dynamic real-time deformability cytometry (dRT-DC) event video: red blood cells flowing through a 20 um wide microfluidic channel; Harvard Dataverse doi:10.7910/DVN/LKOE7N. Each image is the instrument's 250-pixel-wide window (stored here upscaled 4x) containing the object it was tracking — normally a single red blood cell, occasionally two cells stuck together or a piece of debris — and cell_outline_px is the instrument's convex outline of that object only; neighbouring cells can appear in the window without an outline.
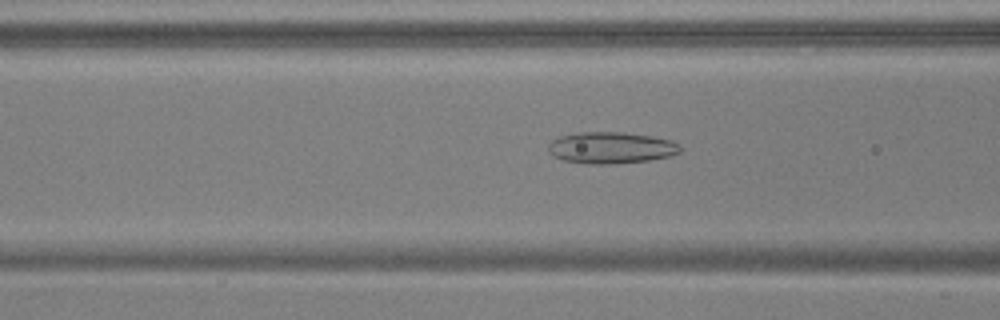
{"species": "common noctule bat (a hibernating species)", "species_latin": "Nyctalus noctula", "temperature_condition": "warm", "stored_images_in_passage": 39, "camera_frame_rate_fps": 3000, "um_per_image_px": 0.085, "animal": {"sex": "male", "body_mass_g": 17.9, "forearm_length_mm": 54.2}, "frame": {"image": 1, "passage_image": 7, "time_ms": 2.0, "image_size_px": [1000, 320], "cell_outline_px": [[680, 152], [668, 156], [648, 160], [616, 164], [588, 164], [564, 160], [552, 156], [548, 152], [548, 144], [552, 140], [560, 136], [576, 132], [624, 132], [652, 136], [672, 140], [680, 144]], "centroid_in_image_um": [51.91, 12.55], "position_along_channel_um": 114.7, "area_um2": 24.45}}
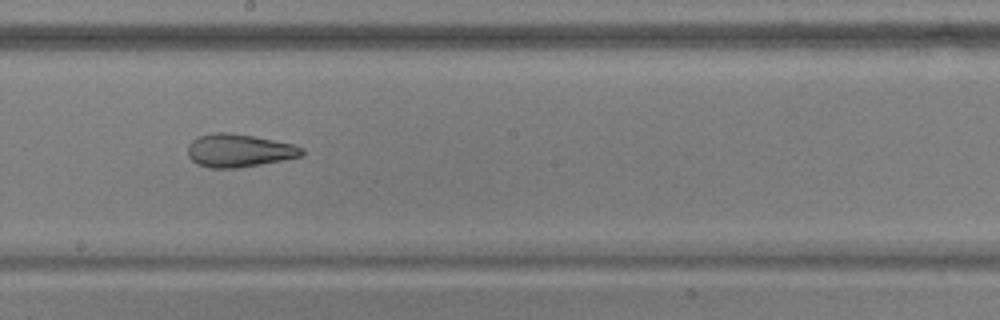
{"frame": {"image": 2, "passage_image": 16, "time_ms": 5.0, "image_size_px": [1000, 320], "cell_outline_px": [[304, 152], [300, 156], [260, 164], [236, 168], [212, 168], [196, 164], [188, 156], [188, 144], [196, 136], [212, 132], [232, 132], [292, 144], [304, 148]], "centroid_in_image_um": [20.25, 12.78], "position_along_channel_um": 228.0, "area_um2": 21.91}}
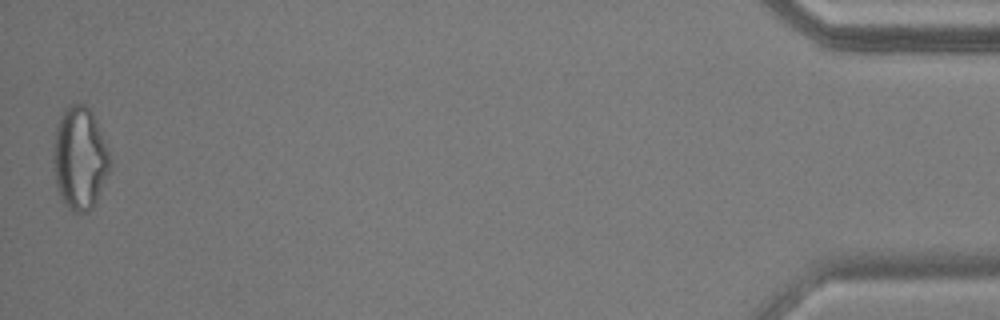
{"frame": {"image": 3, "passage_image": 39, "time_ms": 12.667, "image_size_px": [1000, 320], "cell_outline_px": [[112, 160], [108, 172], [96, 204], [88, 212], [72, 212], [60, 200], [56, 188], [52, 160], [52, 156], [56, 128], [60, 116], [64, 108], [68, 104], [84, 104], [92, 112], [96, 120]], "centroid_in_image_um": [6.76, 13.49], "position_along_channel_um": 428.4, "area_um2": 34.39}, "authors_computed_cell_mechanics": {"area_um2": 24.5072, "velocity_mm_per_s": 3.7677, "shape_relaxation_time_tau1_ms": null, "shape_relaxation_time_tau2_ms": 2.1209, "deformation_change_tau1": null, "deformation_change_tau2": 0.1087}}